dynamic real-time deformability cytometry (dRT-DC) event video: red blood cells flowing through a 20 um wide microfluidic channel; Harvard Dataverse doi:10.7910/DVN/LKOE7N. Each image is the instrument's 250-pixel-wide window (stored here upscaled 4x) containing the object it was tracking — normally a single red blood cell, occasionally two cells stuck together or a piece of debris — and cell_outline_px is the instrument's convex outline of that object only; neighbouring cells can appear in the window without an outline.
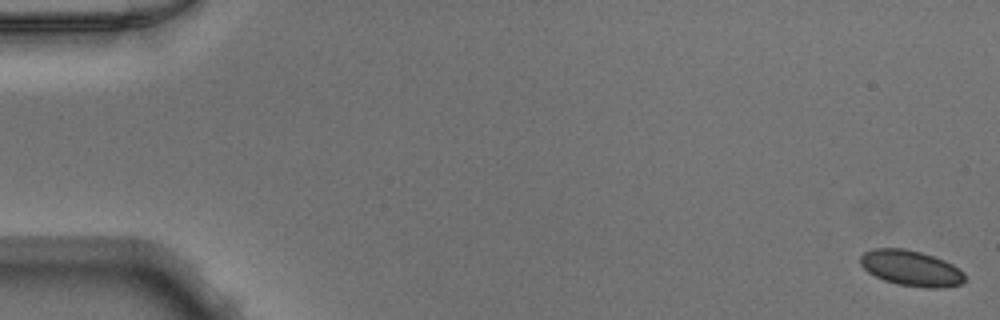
{"species": "Egyptian fruit bat (a non-hibernating species)", "species_latin": "Rousettus aegyptiacus", "temperature_condition": "warm", "stored_images_in_passage": 51, "camera_frame_rate_fps": 3000, "um_per_image_px": 0.085, "animal": {"sex": "male"}, "frame": {"image": 1, "passage_image": 1, "time_ms": 0.0, "image_size_px": [1000, 320], "cell_outline_px": [[964, 280], [960, 284], [944, 288], [924, 288], [896, 284], [884, 280], [868, 272], [860, 264], [860, 256], [864, 252], [872, 248], [904, 248], [920, 252], [944, 260], [960, 268], [964, 272]], "centroid_in_image_um": [77.44, 22.8], "position_along_channel_um": 7.6, "area_um2": 21.79}}
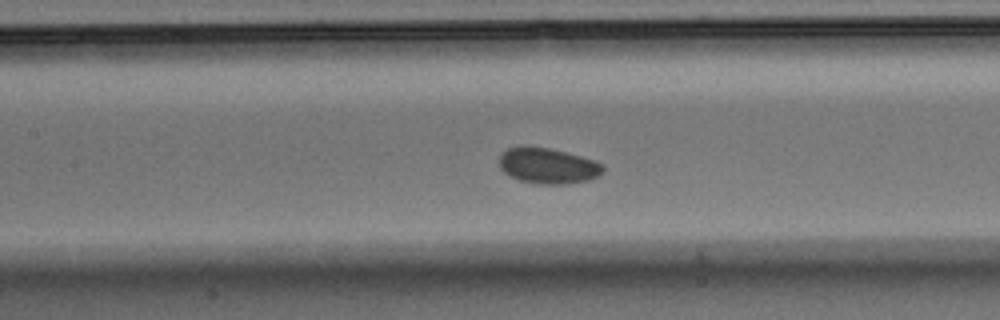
{"frame": {"image": 2, "passage_image": 24, "time_ms": 7.667, "image_size_px": [1000, 320], "cell_outline_px": [[604, 172], [588, 180], [564, 184], [540, 184], [520, 180], [504, 172], [500, 168], [500, 152], [508, 148], [524, 144], [548, 148], [596, 160], [604, 164]], "centroid_in_image_um": [46.56, 14.06], "position_along_channel_um": 160.8, "area_um2": 21.73}}
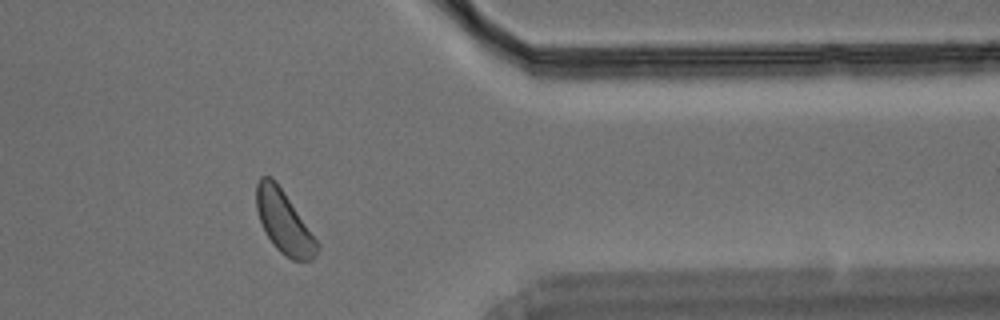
{"frame": {"image": 3, "passage_image": 42, "time_ms": 13.667, "image_size_px": [1000, 320], "cell_outline_px": [[320, 248], [312, 260], [292, 260], [284, 256], [272, 244], [260, 220], [256, 208], [256, 184], [260, 176], [272, 176], [276, 180], [320, 244]], "centroid_in_image_um": [24.14, 18.86], "position_along_channel_um": 387.3, "area_um2": 22.14}}